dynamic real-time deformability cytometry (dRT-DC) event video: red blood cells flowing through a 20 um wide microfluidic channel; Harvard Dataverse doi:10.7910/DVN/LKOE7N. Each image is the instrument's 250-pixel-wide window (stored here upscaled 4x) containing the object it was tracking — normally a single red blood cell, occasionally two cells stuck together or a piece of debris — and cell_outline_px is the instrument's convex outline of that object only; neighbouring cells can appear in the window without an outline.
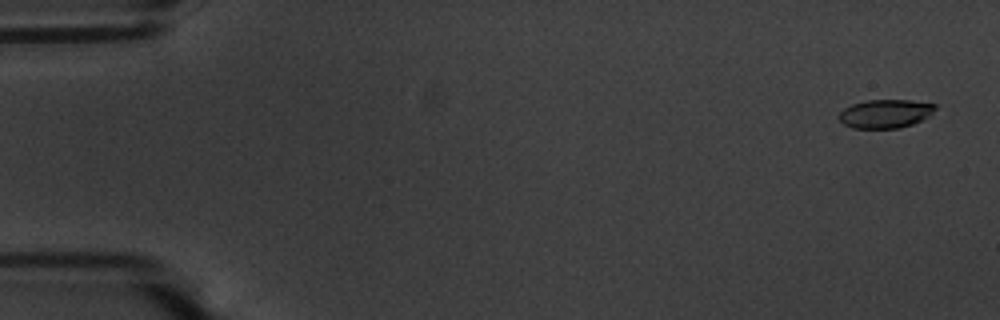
{"species": "common noctule bat (a hibernating species)", "species_latin": "Nyctalus noctula", "temperature_condition": "warm", "stored_images_in_passage": 57, "camera_frame_rate_fps": 3000, "um_per_image_px": 0.085, "animal": {"sex": "male", "body_mass_g": 20.1, "forearm_length_mm": 53.5}, "frame": {"image": 1, "passage_image": 3, "time_ms": 0.667, "image_size_px": [1000, 320], "cell_outline_px": [[936, 108], [928, 116], [912, 124], [900, 128], [852, 128], [844, 124], [840, 120], [840, 112], [844, 108], [852, 104], [868, 100], [912, 100], [936, 104]], "centroid_in_image_um": [75.26, 9.66], "position_along_channel_um": 9.7, "area_um2": 15.9}}
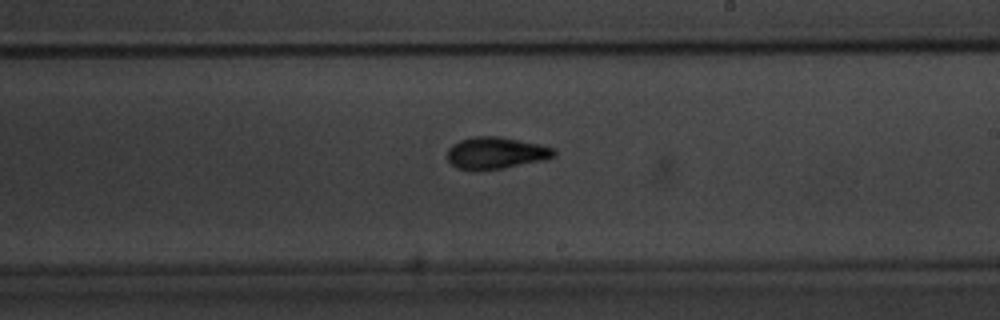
{"frame": {"image": 2, "passage_image": 34, "time_ms": 11.0, "image_size_px": [1000, 320], "cell_outline_px": [[556, 156], [544, 160], [500, 168], [472, 172], [456, 168], [448, 160], [448, 148], [452, 144], [460, 140], [472, 136], [500, 136], [540, 144], [556, 148]], "centroid_in_image_um": [42.14, 13.0], "position_along_channel_um": 246.9, "area_um2": 20.11}}
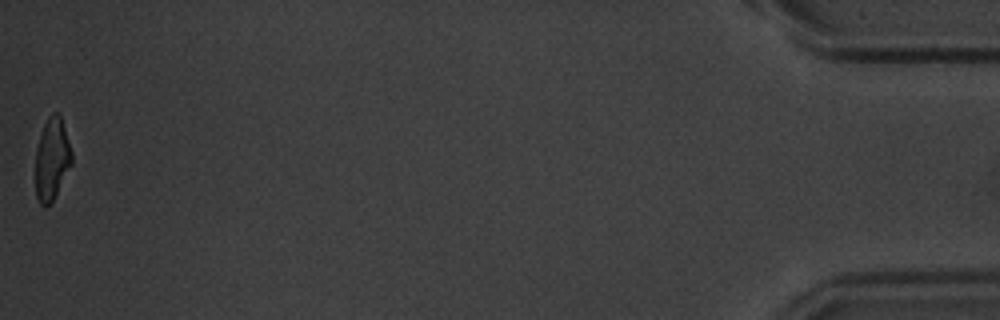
{"frame": {"image": 3, "passage_image": 57, "time_ms": 18.667, "image_size_px": [1000, 320], "cell_outline_px": [[72, 164], [52, 200], [48, 204], [40, 204], [36, 196], [36, 148], [44, 124], [48, 116], [52, 112], [56, 112], [60, 116], [72, 152]], "centroid_in_image_um": [4.41, 13.49], "position_along_channel_um": 430.8, "area_um2": 16.94}, "authors_computed_cell_mechanics": {"area_um2": 18.7272, "velocity_mm_per_s": 3.6308, "shape_relaxation_time_tau1_ms": 2.7947, "shape_relaxation_time_tau2_ms": 2.6456, "deformation_change_tau1": 0.1644, "deformation_change_tau2": 0.0689}}